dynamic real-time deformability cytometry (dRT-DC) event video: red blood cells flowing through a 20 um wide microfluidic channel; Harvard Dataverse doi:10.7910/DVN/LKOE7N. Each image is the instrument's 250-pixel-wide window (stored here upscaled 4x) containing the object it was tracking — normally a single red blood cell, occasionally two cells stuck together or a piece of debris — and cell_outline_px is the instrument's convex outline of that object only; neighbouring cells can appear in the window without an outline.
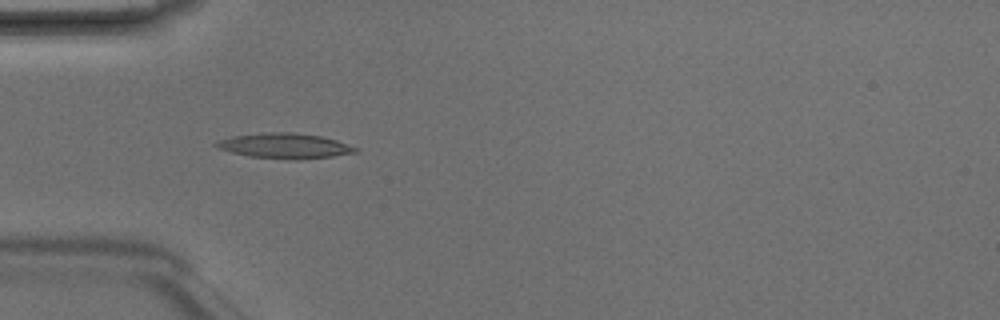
{"species": "Egyptian fruit bat (a non-hibernating species)", "species_latin": "Rousettus aegyptiacus", "temperature_condition": "room temperature", "stored_images_in_passage": 3, "camera_frame_rate_fps": 3000, "um_per_image_px": 0.085, "animal": {"sex": "male"}, "frame": {"image": 1, "passage_image": 3, "time_ms": 0.667, "image_size_px": [1000, 320], "cell_outline_px": [[360, 152], [332, 156], [296, 160], [292, 160], [248, 156], [232, 152], [220, 148], [212, 144], [216, 140], [232, 136], [260, 132], [292, 132], [320, 136], [336, 140], [360, 148]], "centroid_in_image_um": [24.21, 12.39], "position_along_channel_um": 60.8, "area_um2": 20.63}}